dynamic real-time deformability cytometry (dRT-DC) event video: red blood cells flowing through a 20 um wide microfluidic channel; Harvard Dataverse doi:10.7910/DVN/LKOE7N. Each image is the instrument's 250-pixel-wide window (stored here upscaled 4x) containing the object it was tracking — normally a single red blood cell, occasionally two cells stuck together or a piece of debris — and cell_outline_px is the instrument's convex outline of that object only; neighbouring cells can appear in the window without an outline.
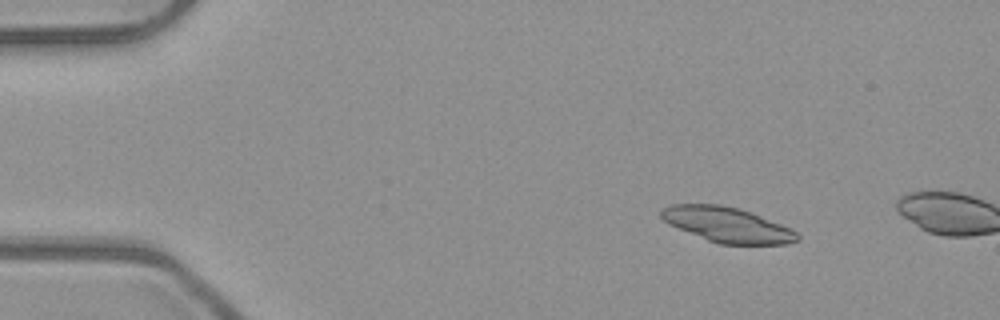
{"species": "common noctule bat (a hibernating species)", "species_latin": "Nyctalus noctula", "temperature_condition": "room temperature", "stored_images_in_passage": 2, "camera_frame_rate_fps": 3000, "um_per_image_px": 0.085, "animal": {"sex": "male", "body_mass_g": 23.1, "forearm_length_mm": 52.7}, "frame": {"image": 1, "passage_image": 1, "time_ms": 0.0, "image_size_px": [1000, 320], "cell_outline_px": [[800, 240], [788, 244], [720, 244], [708, 240], [668, 224], [660, 216], [660, 212], [664, 208], [672, 204], [720, 204], [736, 208], [760, 216], [780, 224], [796, 232], [800, 236]], "centroid_in_image_um": [61.8, 19.11], "position_along_channel_um": 23.2, "area_um2": 27.4}}